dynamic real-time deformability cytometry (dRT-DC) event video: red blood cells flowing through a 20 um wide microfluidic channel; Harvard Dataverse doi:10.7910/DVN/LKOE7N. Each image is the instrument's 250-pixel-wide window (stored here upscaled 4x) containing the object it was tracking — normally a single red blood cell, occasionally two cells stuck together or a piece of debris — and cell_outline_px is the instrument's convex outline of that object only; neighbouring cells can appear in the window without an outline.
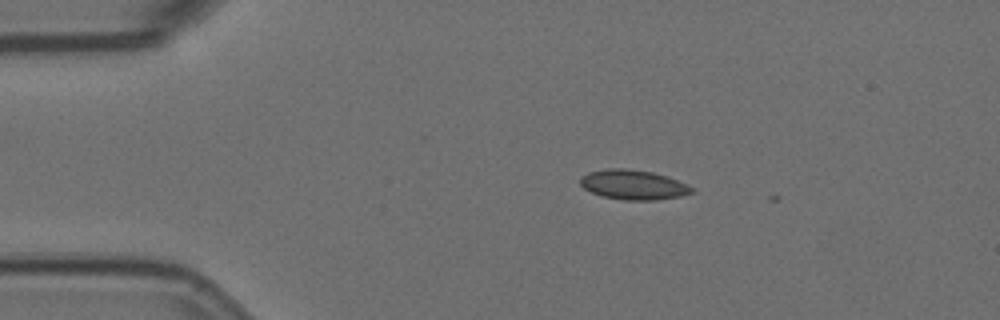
{"species": "Egyptian fruit bat (a non-hibernating species)", "species_latin": "Rousettus aegyptiacus", "temperature_condition": "room temperature", "stored_images_in_passage": 3, "camera_frame_rate_fps": 3000, "um_per_image_px": 0.085, "animal": {"sex": "female"}, "frame": {"image": 1, "passage_image": 1, "time_ms": 0.0, "image_size_px": [1000, 320], "cell_outline_px": [[696, 192], [680, 196], [656, 200], [624, 200], [604, 196], [592, 192], [584, 188], [580, 184], [580, 176], [588, 172], [608, 168], [624, 168], [652, 172], [668, 176], [692, 188]], "centroid_in_image_um": [53.81, 15.7], "position_along_channel_um": 31.2, "area_um2": 19.19}}